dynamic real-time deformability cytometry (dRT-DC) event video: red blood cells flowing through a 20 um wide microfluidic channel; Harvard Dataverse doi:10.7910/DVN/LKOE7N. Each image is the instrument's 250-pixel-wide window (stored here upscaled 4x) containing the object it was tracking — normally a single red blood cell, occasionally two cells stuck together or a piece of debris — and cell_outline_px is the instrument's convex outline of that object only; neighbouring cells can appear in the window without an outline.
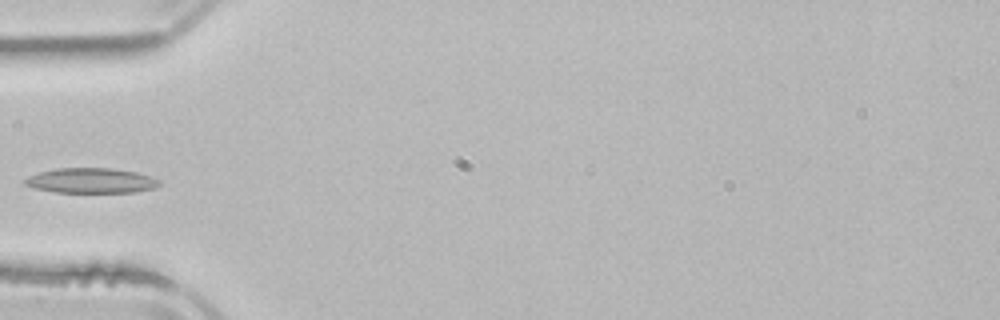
{"species": "common noctule bat (a hibernating species)", "species_latin": "Nyctalus noctula", "temperature_condition": "room temperature", "stored_images_in_passage": 4, "segment_of_instrument_passage": [2, 2], "camera_frame_rate_fps": 3000, "um_per_image_px": 0.085, "animal": {"sex": "male", "body_mass_g": 21.5, "forearm_length_mm": 52.0}, "frame": {"image": 1, "passage_image": 4, "time_ms": 5.0, "image_size_px": [1000, 320], "cell_outline_px": [[160, 184], [152, 188], [136, 192], [56, 192], [36, 188], [24, 184], [24, 180], [28, 176], [40, 172], [56, 168], [112, 168], [136, 172], [152, 176], [160, 180]], "centroid_in_image_um": [7.76, 15.34], "position_along_channel_um": 77.2, "area_um2": 19.54}}